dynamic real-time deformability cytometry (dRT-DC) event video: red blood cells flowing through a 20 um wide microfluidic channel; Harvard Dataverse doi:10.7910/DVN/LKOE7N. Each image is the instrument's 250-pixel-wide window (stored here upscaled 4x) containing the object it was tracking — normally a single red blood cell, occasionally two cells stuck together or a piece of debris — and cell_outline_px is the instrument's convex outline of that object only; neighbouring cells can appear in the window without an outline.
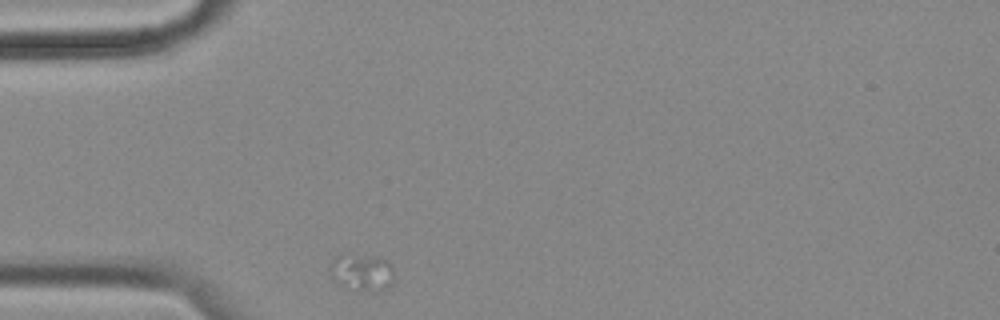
{"species": "common noctule bat (a hibernating species)", "species_latin": "Nyctalus noctula", "temperature_condition": "cold", "stored_images_in_passage": 3, "camera_frame_rate_fps": 3000, "um_per_image_px": 0.085, "animal": {"sex": "female", "body_mass_g": 18.4}, "frame": {"image": 1, "passage_image": 1, "time_ms": 0.0, "image_size_px": [1000, 320], "cell_outline_px": [[396, 276], [392, 284], [388, 288], [380, 292], [368, 292], [344, 284], [332, 276], [328, 268], [332, 260], [336, 256], [344, 252], [388, 260], [392, 264]], "centroid_in_image_um": [30.84, 23.12], "position_along_channel_um": 54.2, "area_um2": 13.99}}